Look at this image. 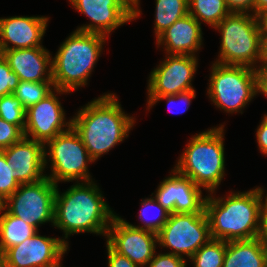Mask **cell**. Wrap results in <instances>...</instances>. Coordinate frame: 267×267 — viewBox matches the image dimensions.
I'll return each mask as SVG.
<instances>
[{
    "mask_svg": "<svg viewBox=\"0 0 267 267\" xmlns=\"http://www.w3.org/2000/svg\"><path fill=\"white\" fill-rule=\"evenodd\" d=\"M8 164H11L12 177L19 184L40 181L45 175V145L42 142L23 137L19 142L1 150Z\"/></svg>",
    "mask_w": 267,
    "mask_h": 267,
    "instance_id": "obj_17",
    "label": "cell"
},
{
    "mask_svg": "<svg viewBox=\"0 0 267 267\" xmlns=\"http://www.w3.org/2000/svg\"><path fill=\"white\" fill-rule=\"evenodd\" d=\"M224 125L194 135L174 169L213 193L224 177Z\"/></svg>",
    "mask_w": 267,
    "mask_h": 267,
    "instance_id": "obj_5",
    "label": "cell"
},
{
    "mask_svg": "<svg viewBox=\"0 0 267 267\" xmlns=\"http://www.w3.org/2000/svg\"><path fill=\"white\" fill-rule=\"evenodd\" d=\"M202 30L192 15L177 20L157 37V45H164L168 55L195 56L202 45Z\"/></svg>",
    "mask_w": 267,
    "mask_h": 267,
    "instance_id": "obj_20",
    "label": "cell"
},
{
    "mask_svg": "<svg viewBox=\"0 0 267 267\" xmlns=\"http://www.w3.org/2000/svg\"><path fill=\"white\" fill-rule=\"evenodd\" d=\"M106 36L75 30L51 58L52 81L57 94L70 93L87 85Z\"/></svg>",
    "mask_w": 267,
    "mask_h": 267,
    "instance_id": "obj_4",
    "label": "cell"
},
{
    "mask_svg": "<svg viewBox=\"0 0 267 267\" xmlns=\"http://www.w3.org/2000/svg\"><path fill=\"white\" fill-rule=\"evenodd\" d=\"M230 13L225 0H188V14L214 28Z\"/></svg>",
    "mask_w": 267,
    "mask_h": 267,
    "instance_id": "obj_23",
    "label": "cell"
},
{
    "mask_svg": "<svg viewBox=\"0 0 267 267\" xmlns=\"http://www.w3.org/2000/svg\"><path fill=\"white\" fill-rule=\"evenodd\" d=\"M19 81L18 75L11 70L7 60L0 53V97L13 93Z\"/></svg>",
    "mask_w": 267,
    "mask_h": 267,
    "instance_id": "obj_30",
    "label": "cell"
},
{
    "mask_svg": "<svg viewBox=\"0 0 267 267\" xmlns=\"http://www.w3.org/2000/svg\"><path fill=\"white\" fill-rule=\"evenodd\" d=\"M0 267H3L2 258L0 256Z\"/></svg>",
    "mask_w": 267,
    "mask_h": 267,
    "instance_id": "obj_45",
    "label": "cell"
},
{
    "mask_svg": "<svg viewBox=\"0 0 267 267\" xmlns=\"http://www.w3.org/2000/svg\"><path fill=\"white\" fill-rule=\"evenodd\" d=\"M226 6L231 13H248L255 15V0H225Z\"/></svg>",
    "mask_w": 267,
    "mask_h": 267,
    "instance_id": "obj_35",
    "label": "cell"
},
{
    "mask_svg": "<svg viewBox=\"0 0 267 267\" xmlns=\"http://www.w3.org/2000/svg\"><path fill=\"white\" fill-rule=\"evenodd\" d=\"M195 97H196V95H195V90L194 89L186 91V92H182V93H177L175 95L148 96V98H149L147 100L148 107H149L148 109H150L155 103H157V101L162 100V99H166L167 102H168V105H169L168 107H170L172 104H175L176 101L185 103L186 107H185L184 110H182L180 112L178 111L177 113L174 112V111L172 112V113H176V114L184 113L185 111L188 110V108L190 106V103H191V99L195 98Z\"/></svg>",
    "mask_w": 267,
    "mask_h": 267,
    "instance_id": "obj_32",
    "label": "cell"
},
{
    "mask_svg": "<svg viewBox=\"0 0 267 267\" xmlns=\"http://www.w3.org/2000/svg\"><path fill=\"white\" fill-rule=\"evenodd\" d=\"M20 186L12 177L11 164H8L5 154L0 150V198L5 201Z\"/></svg>",
    "mask_w": 267,
    "mask_h": 267,
    "instance_id": "obj_29",
    "label": "cell"
},
{
    "mask_svg": "<svg viewBox=\"0 0 267 267\" xmlns=\"http://www.w3.org/2000/svg\"><path fill=\"white\" fill-rule=\"evenodd\" d=\"M48 19L42 16L0 18V53L9 49L43 47L40 42Z\"/></svg>",
    "mask_w": 267,
    "mask_h": 267,
    "instance_id": "obj_18",
    "label": "cell"
},
{
    "mask_svg": "<svg viewBox=\"0 0 267 267\" xmlns=\"http://www.w3.org/2000/svg\"><path fill=\"white\" fill-rule=\"evenodd\" d=\"M223 267H267V245L259 238L226 242Z\"/></svg>",
    "mask_w": 267,
    "mask_h": 267,
    "instance_id": "obj_21",
    "label": "cell"
},
{
    "mask_svg": "<svg viewBox=\"0 0 267 267\" xmlns=\"http://www.w3.org/2000/svg\"><path fill=\"white\" fill-rule=\"evenodd\" d=\"M207 94L227 113H242L241 109L257 95L255 69L213 63Z\"/></svg>",
    "mask_w": 267,
    "mask_h": 267,
    "instance_id": "obj_7",
    "label": "cell"
},
{
    "mask_svg": "<svg viewBox=\"0 0 267 267\" xmlns=\"http://www.w3.org/2000/svg\"><path fill=\"white\" fill-rule=\"evenodd\" d=\"M58 185L47 175L33 183L20 184L3 207L38 231L39 224L54 223L55 193Z\"/></svg>",
    "mask_w": 267,
    "mask_h": 267,
    "instance_id": "obj_9",
    "label": "cell"
},
{
    "mask_svg": "<svg viewBox=\"0 0 267 267\" xmlns=\"http://www.w3.org/2000/svg\"><path fill=\"white\" fill-rule=\"evenodd\" d=\"M49 267H61V265H52V266H49Z\"/></svg>",
    "mask_w": 267,
    "mask_h": 267,
    "instance_id": "obj_46",
    "label": "cell"
},
{
    "mask_svg": "<svg viewBox=\"0 0 267 267\" xmlns=\"http://www.w3.org/2000/svg\"><path fill=\"white\" fill-rule=\"evenodd\" d=\"M155 192V200L171 213H203L206 197H202L201 187L175 169Z\"/></svg>",
    "mask_w": 267,
    "mask_h": 267,
    "instance_id": "obj_16",
    "label": "cell"
},
{
    "mask_svg": "<svg viewBox=\"0 0 267 267\" xmlns=\"http://www.w3.org/2000/svg\"><path fill=\"white\" fill-rule=\"evenodd\" d=\"M156 38L177 20L188 14V0H156Z\"/></svg>",
    "mask_w": 267,
    "mask_h": 267,
    "instance_id": "obj_24",
    "label": "cell"
},
{
    "mask_svg": "<svg viewBox=\"0 0 267 267\" xmlns=\"http://www.w3.org/2000/svg\"><path fill=\"white\" fill-rule=\"evenodd\" d=\"M71 122L95 161L128 137L135 119L125 114L115 94L108 93L88 102Z\"/></svg>",
    "mask_w": 267,
    "mask_h": 267,
    "instance_id": "obj_1",
    "label": "cell"
},
{
    "mask_svg": "<svg viewBox=\"0 0 267 267\" xmlns=\"http://www.w3.org/2000/svg\"><path fill=\"white\" fill-rule=\"evenodd\" d=\"M260 28L262 32H267V9L258 15Z\"/></svg>",
    "mask_w": 267,
    "mask_h": 267,
    "instance_id": "obj_40",
    "label": "cell"
},
{
    "mask_svg": "<svg viewBox=\"0 0 267 267\" xmlns=\"http://www.w3.org/2000/svg\"><path fill=\"white\" fill-rule=\"evenodd\" d=\"M262 120L256 131V138L260 151L267 155V114Z\"/></svg>",
    "mask_w": 267,
    "mask_h": 267,
    "instance_id": "obj_36",
    "label": "cell"
},
{
    "mask_svg": "<svg viewBox=\"0 0 267 267\" xmlns=\"http://www.w3.org/2000/svg\"><path fill=\"white\" fill-rule=\"evenodd\" d=\"M265 9H267V0H255V15L256 16H258Z\"/></svg>",
    "mask_w": 267,
    "mask_h": 267,
    "instance_id": "obj_41",
    "label": "cell"
},
{
    "mask_svg": "<svg viewBox=\"0 0 267 267\" xmlns=\"http://www.w3.org/2000/svg\"><path fill=\"white\" fill-rule=\"evenodd\" d=\"M23 137L24 133L17 125L0 118V150L19 142Z\"/></svg>",
    "mask_w": 267,
    "mask_h": 267,
    "instance_id": "obj_31",
    "label": "cell"
},
{
    "mask_svg": "<svg viewBox=\"0 0 267 267\" xmlns=\"http://www.w3.org/2000/svg\"><path fill=\"white\" fill-rule=\"evenodd\" d=\"M255 74L257 93L261 92L262 94L267 96V68L259 66V68L255 69Z\"/></svg>",
    "mask_w": 267,
    "mask_h": 267,
    "instance_id": "obj_37",
    "label": "cell"
},
{
    "mask_svg": "<svg viewBox=\"0 0 267 267\" xmlns=\"http://www.w3.org/2000/svg\"><path fill=\"white\" fill-rule=\"evenodd\" d=\"M107 243L139 267L146 266L155 254L157 233L137 228L115 215L107 232Z\"/></svg>",
    "mask_w": 267,
    "mask_h": 267,
    "instance_id": "obj_11",
    "label": "cell"
},
{
    "mask_svg": "<svg viewBox=\"0 0 267 267\" xmlns=\"http://www.w3.org/2000/svg\"><path fill=\"white\" fill-rule=\"evenodd\" d=\"M1 54L20 81L53 82L51 54L44 47L9 49Z\"/></svg>",
    "mask_w": 267,
    "mask_h": 267,
    "instance_id": "obj_19",
    "label": "cell"
},
{
    "mask_svg": "<svg viewBox=\"0 0 267 267\" xmlns=\"http://www.w3.org/2000/svg\"><path fill=\"white\" fill-rule=\"evenodd\" d=\"M261 207H267V194H266V198L265 201H262V206Z\"/></svg>",
    "mask_w": 267,
    "mask_h": 267,
    "instance_id": "obj_44",
    "label": "cell"
},
{
    "mask_svg": "<svg viewBox=\"0 0 267 267\" xmlns=\"http://www.w3.org/2000/svg\"><path fill=\"white\" fill-rule=\"evenodd\" d=\"M225 251V241L211 238L189 259L193 261L194 267H223Z\"/></svg>",
    "mask_w": 267,
    "mask_h": 267,
    "instance_id": "obj_25",
    "label": "cell"
},
{
    "mask_svg": "<svg viewBox=\"0 0 267 267\" xmlns=\"http://www.w3.org/2000/svg\"><path fill=\"white\" fill-rule=\"evenodd\" d=\"M5 211L0 215V256L10 247L19 245L38 231L18 217Z\"/></svg>",
    "mask_w": 267,
    "mask_h": 267,
    "instance_id": "obj_22",
    "label": "cell"
},
{
    "mask_svg": "<svg viewBox=\"0 0 267 267\" xmlns=\"http://www.w3.org/2000/svg\"><path fill=\"white\" fill-rule=\"evenodd\" d=\"M211 239L206 211L203 213H171L157 233L162 247L173 249L169 254L191 257ZM183 254V256H182Z\"/></svg>",
    "mask_w": 267,
    "mask_h": 267,
    "instance_id": "obj_10",
    "label": "cell"
},
{
    "mask_svg": "<svg viewBox=\"0 0 267 267\" xmlns=\"http://www.w3.org/2000/svg\"><path fill=\"white\" fill-rule=\"evenodd\" d=\"M53 87V82L19 81L13 94L21 101L23 107L28 109L55 90Z\"/></svg>",
    "mask_w": 267,
    "mask_h": 267,
    "instance_id": "obj_26",
    "label": "cell"
},
{
    "mask_svg": "<svg viewBox=\"0 0 267 267\" xmlns=\"http://www.w3.org/2000/svg\"><path fill=\"white\" fill-rule=\"evenodd\" d=\"M263 67L267 68V32L261 33L260 59Z\"/></svg>",
    "mask_w": 267,
    "mask_h": 267,
    "instance_id": "obj_39",
    "label": "cell"
},
{
    "mask_svg": "<svg viewBox=\"0 0 267 267\" xmlns=\"http://www.w3.org/2000/svg\"><path fill=\"white\" fill-rule=\"evenodd\" d=\"M65 118L61 102L52 91L44 99L26 109L24 137L45 144L72 126L71 119L65 122Z\"/></svg>",
    "mask_w": 267,
    "mask_h": 267,
    "instance_id": "obj_15",
    "label": "cell"
},
{
    "mask_svg": "<svg viewBox=\"0 0 267 267\" xmlns=\"http://www.w3.org/2000/svg\"><path fill=\"white\" fill-rule=\"evenodd\" d=\"M68 246L61 238L38 235V232L2 255L3 267H49L60 265Z\"/></svg>",
    "mask_w": 267,
    "mask_h": 267,
    "instance_id": "obj_12",
    "label": "cell"
},
{
    "mask_svg": "<svg viewBox=\"0 0 267 267\" xmlns=\"http://www.w3.org/2000/svg\"><path fill=\"white\" fill-rule=\"evenodd\" d=\"M106 247L109 267H139L126 256L116 252L108 243H106Z\"/></svg>",
    "mask_w": 267,
    "mask_h": 267,
    "instance_id": "obj_34",
    "label": "cell"
},
{
    "mask_svg": "<svg viewBox=\"0 0 267 267\" xmlns=\"http://www.w3.org/2000/svg\"><path fill=\"white\" fill-rule=\"evenodd\" d=\"M72 6L91 19L76 29L81 32L110 34L133 20V0H69Z\"/></svg>",
    "mask_w": 267,
    "mask_h": 267,
    "instance_id": "obj_14",
    "label": "cell"
},
{
    "mask_svg": "<svg viewBox=\"0 0 267 267\" xmlns=\"http://www.w3.org/2000/svg\"><path fill=\"white\" fill-rule=\"evenodd\" d=\"M139 0H133V20H135L141 13L139 9Z\"/></svg>",
    "mask_w": 267,
    "mask_h": 267,
    "instance_id": "obj_42",
    "label": "cell"
},
{
    "mask_svg": "<svg viewBox=\"0 0 267 267\" xmlns=\"http://www.w3.org/2000/svg\"><path fill=\"white\" fill-rule=\"evenodd\" d=\"M45 167L47 156L51 160V175L47 176L56 185L59 181H90L88 162H94L83 141L71 126L67 131L58 134L45 144ZM46 145L48 152L46 151Z\"/></svg>",
    "mask_w": 267,
    "mask_h": 267,
    "instance_id": "obj_8",
    "label": "cell"
},
{
    "mask_svg": "<svg viewBox=\"0 0 267 267\" xmlns=\"http://www.w3.org/2000/svg\"><path fill=\"white\" fill-rule=\"evenodd\" d=\"M257 238L267 245V207H261L260 210L259 231Z\"/></svg>",
    "mask_w": 267,
    "mask_h": 267,
    "instance_id": "obj_38",
    "label": "cell"
},
{
    "mask_svg": "<svg viewBox=\"0 0 267 267\" xmlns=\"http://www.w3.org/2000/svg\"><path fill=\"white\" fill-rule=\"evenodd\" d=\"M264 189L231 193L226 199L206 196L205 211L212 239L225 242L257 238ZM224 199V200H223Z\"/></svg>",
    "mask_w": 267,
    "mask_h": 267,
    "instance_id": "obj_3",
    "label": "cell"
},
{
    "mask_svg": "<svg viewBox=\"0 0 267 267\" xmlns=\"http://www.w3.org/2000/svg\"><path fill=\"white\" fill-rule=\"evenodd\" d=\"M148 267H186V261L184 257L177 255L164 253L153 256Z\"/></svg>",
    "mask_w": 267,
    "mask_h": 267,
    "instance_id": "obj_33",
    "label": "cell"
},
{
    "mask_svg": "<svg viewBox=\"0 0 267 267\" xmlns=\"http://www.w3.org/2000/svg\"><path fill=\"white\" fill-rule=\"evenodd\" d=\"M4 201L0 198V213H2Z\"/></svg>",
    "mask_w": 267,
    "mask_h": 267,
    "instance_id": "obj_43",
    "label": "cell"
},
{
    "mask_svg": "<svg viewBox=\"0 0 267 267\" xmlns=\"http://www.w3.org/2000/svg\"><path fill=\"white\" fill-rule=\"evenodd\" d=\"M166 55L150 73L148 96L175 95L194 89L191 81L197 70L196 56Z\"/></svg>",
    "mask_w": 267,
    "mask_h": 267,
    "instance_id": "obj_13",
    "label": "cell"
},
{
    "mask_svg": "<svg viewBox=\"0 0 267 267\" xmlns=\"http://www.w3.org/2000/svg\"><path fill=\"white\" fill-rule=\"evenodd\" d=\"M0 118L17 125L22 131L26 125V109L13 93L0 97Z\"/></svg>",
    "mask_w": 267,
    "mask_h": 267,
    "instance_id": "obj_27",
    "label": "cell"
},
{
    "mask_svg": "<svg viewBox=\"0 0 267 267\" xmlns=\"http://www.w3.org/2000/svg\"><path fill=\"white\" fill-rule=\"evenodd\" d=\"M142 209L140 210L139 218L141 221L144 223V226H135L137 228H143L146 230L153 231L155 233H158L163 225L167 222L168 217H169V212L166 211L154 198H147L143 199L141 202ZM158 208L157 214H155V217L152 216L153 220L149 218L148 220V211L153 208Z\"/></svg>",
    "mask_w": 267,
    "mask_h": 267,
    "instance_id": "obj_28",
    "label": "cell"
},
{
    "mask_svg": "<svg viewBox=\"0 0 267 267\" xmlns=\"http://www.w3.org/2000/svg\"><path fill=\"white\" fill-rule=\"evenodd\" d=\"M215 29L221 32L217 63L254 69L258 67L256 63L260 59L262 33L258 16L249 13H230Z\"/></svg>",
    "mask_w": 267,
    "mask_h": 267,
    "instance_id": "obj_6",
    "label": "cell"
},
{
    "mask_svg": "<svg viewBox=\"0 0 267 267\" xmlns=\"http://www.w3.org/2000/svg\"><path fill=\"white\" fill-rule=\"evenodd\" d=\"M115 214L104 201L99 187L91 180L72 185L66 192L55 193L53 225L63 230L65 239L71 234L90 232L107 236Z\"/></svg>",
    "mask_w": 267,
    "mask_h": 267,
    "instance_id": "obj_2",
    "label": "cell"
}]
</instances>
